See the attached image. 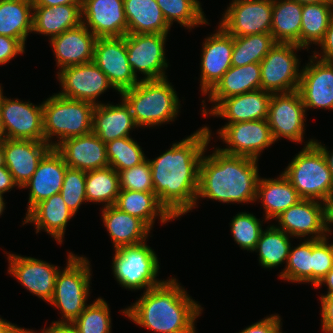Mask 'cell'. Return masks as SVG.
Returning a JSON list of instances; mask_svg holds the SVG:
<instances>
[{"mask_svg": "<svg viewBox=\"0 0 333 333\" xmlns=\"http://www.w3.org/2000/svg\"><path fill=\"white\" fill-rule=\"evenodd\" d=\"M97 37L84 25L66 30L49 40L56 66L62 68L93 61Z\"/></svg>", "mask_w": 333, "mask_h": 333, "instance_id": "cell-24", "label": "cell"}, {"mask_svg": "<svg viewBox=\"0 0 333 333\" xmlns=\"http://www.w3.org/2000/svg\"><path fill=\"white\" fill-rule=\"evenodd\" d=\"M14 333H43L42 331H35V330H32V329H25V328H22V327H18Z\"/></svg>", "mask_w": 333, "mask_h": 333, "instance_id": "cell-62", "label": "cell"}, {"mask_svg": "<svg viewBox=\"0 0 333 333\" xmlns=\"http://www.w3.org/2000/svg\"><path fill=\"white\" fill-rule=\"evenodd\" d=\"M81 24L82 4L33 6L32 33L48 36L49 40Z\"/></svg>", "mask_w": 333, "mask_h": 333, "instance_id": "cell-32", "label": "cell"}, {"mask_svg": "<svg viewBox=\"0 0 333 333\" xmlns=\"http://www.w3.org/2000/svg\"><path fill=\"white\" fill-rule=\"evenodd\" d=\"M324 205V224L327 235H332L333 228V191L323 201Z\"/></svg>", "mask_w": 333, "mask_h": 333, "instance_id": "cell-54", "label": "cell"}, {"mask_svg": "<svg viewBox=\"0 0 333 333\" xmlns=\"http://www.w3.org/2000/svg\"><path fill=\"white\" fill-rule=\"evenodd\" d=\"M52 149L45 141L9 139L3 142L5 166L21 188Z\"/></svg>", "mask_w": 333, "mask_h": 333, "instance_id": "cell-22", "label": "cell"}, {"mask_svg": "<svg viewBox=\"0 0 333 333\" xmlns=\"http://www.w3.org/2000/svg\"><path fill=\"white\" fill-rule=\"evenodd\" d=\"M120 98L121 102L116 105L109 102L102 103L95 105L93 110L92 132L105 144L115 139L129 137L134 129H138L129 105L122 97Z\"/></svg>", "mask_w": 333, "mask_h": 333, "instance_id": "cell-29", "label": "cell"}, {"mask_svg": "<svg viewBox=\"0 0 333 333\" xmlns=\"http://www.w3.org/2000/svg\"><path fill=\"white\" fill-rule=\"evenodd\" d=\"M14 323L3 319L0 315V333H14V331L18 328Z\"/></svg>", "mask_w": 333, "mask_h": 333, "instance_id": "cell-59", "label": "cell"}, {"mask_svg": "<svg viewBox=\"0 0 333 333\" xmlns=\"http://www.w3.org/2000/svg\"><path fill=\"white\" fill-rule=\"evenodd\" d=\"M317 46L321 48L320 53L314 50L312 54L319 60L333 62V18L329 23L323 40Z\"/></svg>", "mask_w": 333, "mask_h": 333, "instance_id": "cell-52", "label": "cell"}, {"mask_svg": "<svg viewBox=\"0 0 333 333\" xmlns=\"http://www.w3.org/2000/svg\"><path fill=\"white\" fill-rule=\"evenodd\" d=\"M321 331L333 333V294L320 296Z\"/></svg>", "mask_w": 333, "mask_h": 333, "instance_id": "cell-51", "label": "cell"}, {"mask_svg": "<svg viewBox=\"0 0 333 333\" xmlns=\"http://www.w3.org/2000/svg\"><path fill=\"white\" fill-rule=\"evenodd\" d=\"M66 267L57 274L52 299L48 302L62 314L56 322L73 323L89 305L92 267L86 256L68 252Z\"/></svg>", "mask_w": 333, "mask_h": 333, "instance_id": "cell-6", "label": "cell"}, {"mask_svg": "<svg viewBox=\"0 0 333 333\" xmlns=\"http://www.w3.org/2000/svg\"><path fill=\"white\" fill-rule=\"evenodd\" d=\"M86 171L67 168L60 191L64 202L74 215L87 203L85 191Z\"/></svg>", "mask_w": 333, "mask_h": 333, "instance_id": "cell-46", "label": "cell"}, {"mask_svg": "<svg viewBox=\"0 0 333 333\" xmlns=\"http://www.w3.org/2000/svg\"><path fill=\"white\" fill-rule=\"evenodd\" d=\"M4 253L9 264L7 273L15 277L32 295L48 303L53 297L56 277L61 267L30 256Z\"/></svg>", "mask_w": 333, "mask_h": 333, "instance_id": "cell-16", "label": "cell"}, {"mask_svg": "<svg viewBox=\"0 0 333 333\" xmlns=\"http://www.w3.org/2000/svg\"><path fill=\"white\" fill-rule=\"evenodd\" d=\"M55 149L69 168L87 172L109 166L106 144L93 132L65 139Z\"/></svg>", "mask_w": 333, "mask_h": 333, "instance_id": "cell-25", "label": "cell"}, {"mask_svg": "<svg viewBox=\"0 0 333 333\" xmlns=\"http://www.w3.org/2000/svg\"><path fill=\"white\" fill-rule=\"evenodd\" d=\"M115 206L142 220L151 230L156 218L163 224L176 220L160 203L154 192L120 189Z\"/></svg>", "mask_w": 333, "mask_h": 333, "instance_id": "cell-33", "label": "cell"}, {"mask_svg": "<svg viewBox=\"0 0 333 333\" xmlns=\"http://www.w3.org/2000/svg\"><path fill=\"white\" fill-rule=\"evenodd\" d=\"M127 33L170 34L171 26L165 20L156 0H124Z\"/></svg>", "mask_w": 333, "mask_h": 333, "instance_id": "cell-34", "label": "cell"}, {"mask_svg": "<svg viewBox=\"0 0 333 333\" xmlns=\"http://www.w3.org/2000/svg\"><path fill=\"white\" fill-rule=\"evenodd\" d=\"M226 145L217 148L225 154L260 159V154L275 143L267 119L236 122L217 129Z\"/></svg>", "mask_w": 333, "mask_h": 333, "instance_id": "cell-12", "label": "cell"}, {"mask_svg": "<svg viewBox=\"0 0 333 333\" xmlns=\"http://www.w3.org/2000/svg\"><path fill=\"white\" fill-rule=\"evenodd\" d=\"M95 105L52 94L43 101L44 141L56 148L65 139L92 132ZM56 141H53L55 137Z\"/></svg>", "mask_w": 333, "mask_h": 333, "instance_id": "cell-5", "label": "cell"}, {"mask_svg": "<svg viewBox=\"0 0 333 333\" xmlns=\"http://www.w3.org/2000/svg\"><path fill=\"white\" fill-rule=\"evenodd\" d=\"M43 333H79L76 326L69 322L52 321V325L41 329Z\"/></svg>", "mask_w": 333, "mask_h": 333, "instance_id": "cell-55", "label": "cell"}, {"mask_svg": "<svg viewBox=\"0 0 333 333\" xmlns=\"http://www.w3.org/2000/svg\"><path fill=\"white\" fill-rule=\"evenodd\" d=\"M251 212H238L230 221V230L235 243L243 250L252 252L263 229V222Z\"/></svg>", "mask_w": 333, "mask_h": 333, "instance_id": "cell-45", "label": "cell"}, {"mask_svg": "<svg viewBox=\"0 0 333 333\" xmlns=\"http://www.w3.org/2000/svg\"><path fill=\"white\" fill-rule=\"evenodd\" d=\"M106 151L109 166L118 173L140 164L147 158L142 147L132 136L106 143Z\"/></svg>", "mask_w": 333, "mask_h": 333, "instance_id": "cell-43", "label": "cell"}, {"mask_svg": "<svg viewBox=\"0 0 333 333\" xmlns=\"http://www.w3.org/2000/svg\"><path fill=\"white\" fill-rule=\"evenodd\" d=\"M327 286V292L324 295L333 294V268L319 281V283L314 288H322V286Z\"/></svg>", "mask_w": 333, "mask_h": 333, "instance_id": "cell-58", "label": "cell"}, {"mask_svg": "<svg viewBox=\"0 0 333 333\" xmlns=\"http://www.w3.org/2000/svg\"><path fill=\"white\" fill-rule=\"evenodd\" d=\"M85 191L87 203H103V207L115 205L119 191V173L108 166L86 172Z\"/></svg>", "mask_w": 333, "mask_h": 333, "instance_id": "cell-39", "label": "cell"}, {"mask_svg": "<svg viewBox=\"0 0 333 333\" xmlns=\"http://www.w3.org/2000/svg\"><path fill=\"white\" fill-rule=\"evenodd\" d=\"M296 247L291 245L287 264L279 278L290 283L312 285V239H303Z\"/></svg>", "mask_w": 333, "mask_h": 333, "instance_id": "cell-42", "label": "cell"}, {"mask_svg": "<svg viewBox=\"0 0 333 333\" xmlns=\"http://www.w3.org/2000/svg\"><path fill=\"white\" fill-rule=\"evenodd\" d=\"M215 33L202 42L200 62V90L204 96L216 86L232 66L233 36L219 25Z\"/></svg>", "mask_w": 333, "mask_h": 333, "instance_id": "cell-18", "label": "cell"}, {"mask_svg": "<svg viewBox=\"0 0 333 333\" xmlns=\"http://www.w3.org/2000/svg\"><path fill=\"white\" fill-rule=\"evenodd\" d=\"M178 282L173 277L166 279L120 312L154 333H197L195 322L203 308Z\"/></svg>", "mask_w": 333, "mask_h": 333, "instance_id": "cell-2", "label": "cell"}, {"mask_svg": "<svg viewBox=\"0 0 333 333\" xmlns=\"http://www.w3.org/2000/svg\"><path fill=\"white\" fill-rule=\"evenodd\" d=\"M292 238L283 230L278 229L274 223L269 224L262 231L260 239L252 251L258 253V262L262 268L270 270L285 264V262L287 264Z\"/></svg>", "mask_w": 333, "mask_h": 333, "instance_id": "cell-37", "label": "cell"}, {"mask_svg": "<svg viewBox=\"0 0 333 333\" xmlns=\"http://www.w3.org/2000/svg\"><path fill=\"white\" fill-rule=\"evenodd\" d=\"M109 306L102 297L90 303L73 322L79 333H112Z\"/></svg>", "mask_w": 333, "mask_h": 333, "instance_id": "cell-44", "label": "cell"}, {"mask_svg": "<svg viewBox=\"0 0 333 333\" xmlns=\"http://www.w3.org/2000/svg\"><path fill=\"white\" fill-rule=\"evenodd\" d=\"M333 268V242L329 236L322 239H312V285L319 281Z\"/></svg>", "mask_w": 333, "mask_h": 333, "instance_id": "cell-48", "label": "cell"}, {"mask_svg": "<svg viewBox=\"0 0 333 333\" xmlns=\"http://www.w3.org/2000/svg\"><path fill=\"white\" fill-rule=\"evenodd\" d=\"M25 49L17 39L0 35V65H5L17 55L24 54Z\"/></svg>", "mask_w": 333, "mask_h": 333, "instance_id": "cell-50", "label": "cell"}, {"mask_svg": "<svg viewBox=\"0 0 333 333\" xmlns=\"http://www.w3.org/2000/svg\"><path fill=\"white\" fill-rule=\"evenodd\" d=\"M314 138L304 142L298 154L282 171L302 199L323 202L333 191V180L322 151Z\"/></svg>", "mask_w": 333, "mask_h": 333, "instance_id": "cell-7", "label": "cell"}, {"mask_svg": "<svg viewBox=\"0 0 333 333\" xmlns=\"http://www.w3.org/2000/svg\"><path fill=\"white\" fill-rule=\"evenodd\" d=\"M275 220L278 225H274L294 239H322L328 236L324 224V205L321 201L301 199Z\"/></svg>", "mask_w": 333, "mask_h": 333, "instance_id": "cell-20", "label": "cell"}, {"mask_svg": "<svg viewBox=\"0 0 333 333\" xmlns=\"http://www.w3.org/2000/svg\"><path fill=\"white\" fill-rule=\"evenodd\" d=\"M74 216L64 202L62 195L58 193L36 204L25 214L22 225L34 224L36 233L42 230L61 245L68 222Z\"/></svg>", "mask_w": 333, "mask_h": 333, "instance_id": "cell-28", "label": "cell"}, {"mask_svg": "<svg viewBox=\"0 0 333 333\" xmlns=\"http://www.w3.org/2000/svg\"><path fill=\"white\" fill-rule=\"evenodd\" d=\"M61 90L60 96L87 101L94 105L102 104L98 97L112 88L106 74L92 61L86 64L72 65L62 68L56 75Z\"/></svg>", "mask_w": 333, "mask_h": 333, "instance_id": "cell-13", "label": "cell"}, {"mask_svg": "<svg viewBox=\"0 0 333 333\" xmlns=\"http://www.w3.org/2000/svg\"><path fill=\"white\" fill-rule=\"evenodd\" d=\"M301 199L283 173L275 179L259 177L256 201L261 202L263 206L265 222L276 219L283 211L297 204Z\"/></svg>", "mask_w": 333, "mask_h": 333, "instance_id": "cell-31", "label": "cell"}, {"mask_svg": "<svg viewBox=\"0 0 333 333\" xmlns=\"http://www.w3.org/2000/svg\"><path fill=\"white\" fill-rule=\"evenodd\" d=\"M314 144L322 151L333 180V150H328L325 144H322V142L318 141L317 139L314 140Z\"/></svg>", "mask_w": 333, "mask_h": 333, "instance_id": "cell-57", "label": "cell"}, {"mask_svg": "<svg viewBox=\"0 0 333 333\" xmlns=\"http://www.w3.org/2000/svg\"><path fill=\"white\" fill-rule=\"evenodd\" d=\"M332 18L333 3L302 4L300 47L308 51L312 44L318 45L323 40Z\"/></svg>", "mask_w": 333, "mask_h": 333, "instance_id": "cell-38", "label": "cell"}, {"mask_svg": "<svg viewBox=\"0 0 333 333\" xmlns=\"http://www.w3.org/2000/svg\"><path fill=\"white\" fill-rule=\"evenodd\" d=\"M5 166V158H4V151H3V143H0V167Z\"/></svg>", "mask_w": 333, "mask_h": 333, "instance_id": "cell-63", "label": "cell"}, {"mask_svg": "<svg viewBox=\"0 0 333 333\" xmlns=\"http://www.w3.org/2000/svg\"><path fill=\"white\" fill-rule=\"evenodd\" d=\"M5 209H6V203L4 200V196L0 194V217L3 214Z\"/></svg>", "mask_w": 333, "mask_h": 333, "instance_id": "cell-64", "label": "cell"}, {"mask_svg": "<svg viewBox=\"0 0 333 333\" xmlns=\"http://www.w3.org/2000/svg\"><path fill=\"white\" fill-rule=\"evenodd\" d=\"M127 58L125 36L96 39L93 62L106 74L118 94L140 81L133 74Z\"/></svg>", "mask_w": 333, "mask_h": 333, "instance_id": "cell-17", "label": "cell"}, {"mask_svg": "<svg viewBox=\"0 0 333 333\" xmlns=\"http://www.w3.org/2000/svg\"><path fill=\"white\" fill-rule=\"evenodd\" d=\"M129 105L138 128H155L177 120L180 100L168 78L140 80L120 94Z\"/></svg>", "mask_w": 333, "mask_h": 333, "instance_id": "cell-4", "label": "cell"}, {"mask_svg": "<svg viewBox=\"0 0 333 333\" xmlns=\"http://www.w3.org/2000/svg\"><path fill=\"white\" fill-rule=\"evenodd\" d=\"M102 222L109 233L113 249L144 242L151 229L139 218L121 211L115 205L101 208Z\"/></svg>", "mask_w": 333, "mask_h": 333, "instance_id": "cell-30", "label": "cell"}, {"mask_svg": "<svg viewBox=\"0 0 333 333\" xmlns=\"http://www.w3.org/2000/svg\"><path fill=\"white\" fill-rule=\"evenodd\" d=\"M294 43H276L260 62L261 89L271 93H287L298 90L301 71L296 52L303 50Z\"/></svg>", "mask_w": 333, "mask_h": 333, "instance_id": "cell-9", "label": "cell"}, {"mask_svg": "<svg viewBox=\"0 0 333 333\" xmlns=\"http://www.w3.org/2000/svg\"><path fill=\"white\" fill-rule=\"evenodd\" d=\"M273 0H232L219 26L231 36L270 33Z\"/></svg>", "mask_w": 333, "mask_h": 333, "instance_id": "cell-14", "label": "cell"}, {"mask_svg": "<svg viewBox=\"0 0 333 333\" xmlns=\"http://www.w3.org/2000/svg\"><path fill=\"white\" fill-rule=\"evenodd\" d=\"M5 140H6V134L4 131V126H3L1 111H0V143H3Z\"/></svg>", "mask_w": 333, "mask_h": 333, "instance_id": "cell-60", "label": "cell"}, {"mask_svg": "<svg viewBox=\"0 0 333 333\" xmlns=\"http://www.w3.org/2000/svg\"><path fill=\"white\" fill-rule=\"evenodd\" d=\"M212 154L201 157L198 192L195 208L200 199L221 203H254L259 180L258 160L222 153L213 147Z\"/></svg>", "mask_w": 333, "mask_h": 333, "instance_id": "cell-3", "label": "cell"}, {"mask_svg": "<svg viewBox=\"0 0 333 333\" xmlns=\"http://www.w3.org/2000/svg\"><path fill=\"white\" fill-rule=\"evenodd\" d=\"M212 133L208 126L200 127L158 157L148 159L154 193L175 219L195 208L199 165Z\"/></svg>", "mask_w": 333, "mask_h": 333, "instance_id": "cell-1", "label": "cell"}, {"mask_svg": "<svg viewBox=\"0 0 333 333\" xmlns=\"http://www.w3.org/2000/svg\"><path fill=\"white\" fill-rule=\"evenodd\" d=\"M147 241L114 249L112 273L119 285L125 289L137 291L144 288L145 292L165 281L156 278L160 271V262Z\"/></svg>", "mask_w": 333, "mask_h": 333, "instance_id": "cell-8", "label": "cell"}, {"mask_svg": "<svg viewBox=\"0 0 333 333\" xmlns=\"http://www.w3.org/2000/svg\"><path fill=\"white\" fill-rule=\"evenodd\" d=\"M82 24L97 38L125 36L124 0H83Z\"/></svg>", "mask_w": 333, "mask_h": 333, "instance_id": "cell-21", "label": "cell"}, {"mask_svg": "<svg viewBox=\"0 0 333 333\" xmlns=\"http://www.w3.org/2000/svg\"><path fill=\"white\" fill-rule=\"evenodd\" d=\"M302 4L296 0H273L270 33L277 43L300 46Z\"/></svg>", "mask_w": 333, "mask_h": 333, "instance_id": "cell-36", "label": "cell"}, {"mask_svg": "<svg viewBox=\"0 0 333 333\" xmlns=\"http://www.w3.org/2000/svg\"><path fill=\"white\" fill-rule=\"evenodd\" d=\"M258 89H261L260 63H250L239 67L231 66L207 94V102L212 103L211 108L206 107V99L202 100V115L208 116L223 99Z\"/></svg>", "mask_w": 333, "mask_h": 333, "instance_id": "cell-26", "label": "cell"}, {"mask_svg": "<svg viewBox=\"0 0 333 333\" xmlns=\"http://www.w3.org/2000/svg\"><path fill=\"white\" fill-rule=\"evenodd\" d=\"M301 4L305 3H333V0H296Z\"/></svg>", "mask_w": 333, "mask_h": 333, "instance_id": "cell-61", "label": "cell"}, {"mask_svg": "<svg viewBox=\"0 0 333 333\" xmlns=\"http://www.w3.org/2000/svg\"><path fill=\"white\" fill-rule=\"evenodd\" d=\"M32 29V0H0V35L15 38L26 47Z\"/></svg>", "mask_w": 333, "mask_h": 333, "instance_id": "cell-35", "label": "cell"}, {"mask_svg": "<svg viewBox=\"0 0 333 333\" xmlns=\"http://www.w3.org/2000/svg\"><path fill=\"white\" fill-rule=\"evenodd\" d=\"M120 189L154 192L148 158L134 167L119 172Z\"/></svg>", "mask_w": 333, "mask_h": 333, "instance_id": "cell-47", "label": "cell"}, {"mask_svg": "<svg viewBox=\"0 0 333 333\" xmlns=\"http://www.w3.org/2000/svg\"><path fill=\"white\" fill-rule=\"evenodd\" d=\"M33 6L54 7L66 4H82L83 0H32Z\"/></svg>", "mask_w": 333, "mask_h": 333, "instance_id": "cell-56", "label": "cell"}, {"mask_svg": "<svg viewBox=\"0 0 333 333\" xmlns=\"http://www.w3.org/2000/svg\"><path fill=\"white\" fill-rule=\"evenodd\" d=\"M0 88V111L6 138L44 141L43 102L35 105L3 95Z\"/></svg>", "mask_w": 333, "mask_h": 333, "instance_id": "cell-15", "label": "cell"}, {"mask_svg": "<svg viewBox=\"0 0 333 333\" xmlns=\"http://www.w3.org/2000/svg\"><path fill=\"white\" fill-rule=\"evenodd\" d=\"M271 92L262 89L223 99L208 115L225 118V125L267 119Z\"/></svg>", "mask_w": 333, "mask_h": 333, "instance_id": "cell-27", "label": "cell"}, {"mask_svg": "<svg viewBox=\"0 0 333 333\" xmlns=\"http://www.w3.org/2000/svg\"><path fill=\"white\" fill-rule=\"evenodd\" d=\"M306 110L298 90L287 93H272L267 121L274 141L281 138L293 143L305 141Z\"/></svg>", "mask_w": 333, "mask_h": 333, "instance_id": "cell-11", "label": "cell"}, {"mask_svg": "<svg viewBox=\"0 0 333 333\" xmlns=\"http://www.w3.org/2000/svg\"><path fill=\"white\" fill-rule=\"evenodd\" d=\"M281 317L271 314L239 331V333H283Z\"/></svg>", "mask_w": 333, "mask_h": 333, "instance_id": "cell-49", "label": "cell"}, {"mask_svg": "<svg viewBox=\"0 0 333 333\" xmlns=\"http://www.w3.org/2000/svg\"><path fill=\"white\" fill-rule=\"evenodd\" d=\"M15 187L20 188L7 167H0V194L4 196L5 193L10 192Z\"/></svg>", "mask_w": 333, "mask_h": 333, "instance_id": "cell-53", "label": "cell"}, {"mask_svg": "<svg viewBox=\"0 0 333 333\" xmlns=\"http://www.w3.org/2000/svg\"><path fill=\"white\" fill-rule=\"evenodd\" d=\"M168 34H133L125 35L127 60L136 78L140 80H159L167 78L169 62L166 59ZM138 72V74H137Z\"/></svg>", "mask_w": 333, "mask_h": 333, "instance_id": "cell-10", "label": "cell"}, {"mask_svg": "<svg viewBox=\"0 0 333 333\" xmlns=\"http://www.w3.org/2000/svg\"><path fill=\"white\" fill-rule=\"evenodd\" d=\"M276 43L271 33L233 36L231 65L239 67L260 63Z\"/></svg>", "mask_w": 333, "mask_h": 333, "instance_id": "cell-40", "label": "cell"}, {"mask_svg": "<svg viewBox=\"0 0 333 333\" xmlns=\"http://www.w3.org/2000/svg\"><path fill=\"white\" fill-rule=\"evenodd\" d=\"M67 168L63 156L55 148L43 157L32 177L21 187L29 188L26 214L39 202L60 193Z\"/></svg>", "mask_w": 333, "mask_h": 333, "instance_id": "cell-23", "label": "cell"}, {"mask_svg": "<svg viewBox=\"0 0 333 333\" xmlns=\"http://www.w3.org/2000/svg\"><path fill=\"white\" fill-rule=\"evenodd\" d=\"M167 23L174 22L189 31L199 25H209L199 0H156Z\"/></svg>", "mask_w": 333, "mask_h": 333, "instance_id": "cell-41", "label": "cell"}, {"mask_svg": "<svg viewBox=\"0 0 333 333\" xmlns=\"http://www.w3.org/2000/svg\"><path fill=\"white\" fill-rule=\"evenodd\" d=\"M303 66L298 91L306 113L309 109L333 110V62L319 60L314 55Z\"/></svg>", "mask_w": 333, "mask_h": 333, "instance_id": "cell-19", "label": "cell"}]
</instances>
